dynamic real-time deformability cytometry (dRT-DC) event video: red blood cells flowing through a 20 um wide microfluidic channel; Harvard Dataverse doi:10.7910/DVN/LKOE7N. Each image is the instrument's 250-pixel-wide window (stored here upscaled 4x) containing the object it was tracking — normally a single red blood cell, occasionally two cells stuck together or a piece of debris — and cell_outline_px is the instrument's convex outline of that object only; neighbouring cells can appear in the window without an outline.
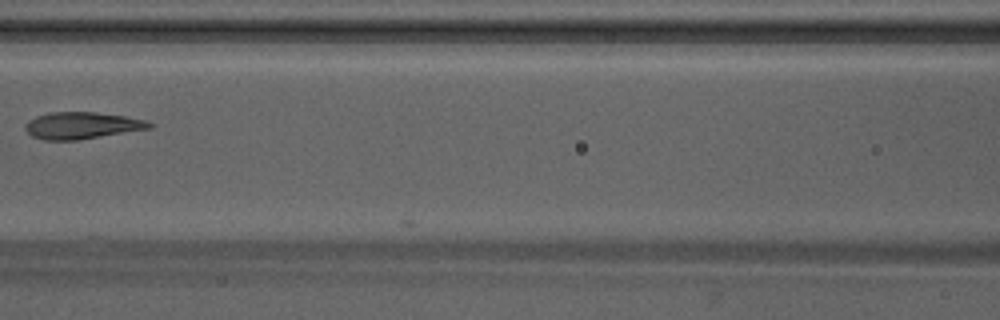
{"species": "Egyptian fruit bat (a non-hibernating species)", "species_latin": "Rousettus aegyptiacus", "temperature_condition": "warm", "stored_images_in_passage": 6, "camera_frame_rate_fps": 3000, "um_per_image_px": 0.085, "animal": {"sex": "male"}, "frame": {"image": 1, "passage_image": 5, "time_ms": 1.333, "image_size_px": [1000, 320], "cell_outline_px": [[152, 128], [76, 140], [44, 140], [32, 136], [24, 128], [24, 124], [28, 120], [36, 116], [48, 112], [96, 112], [124, 116], [144, 120], [152, 124]], "centroid_in_image_um": [6.9, 10.66], "position_along_channel_um": 159.7, "area_um2": 19.31}}
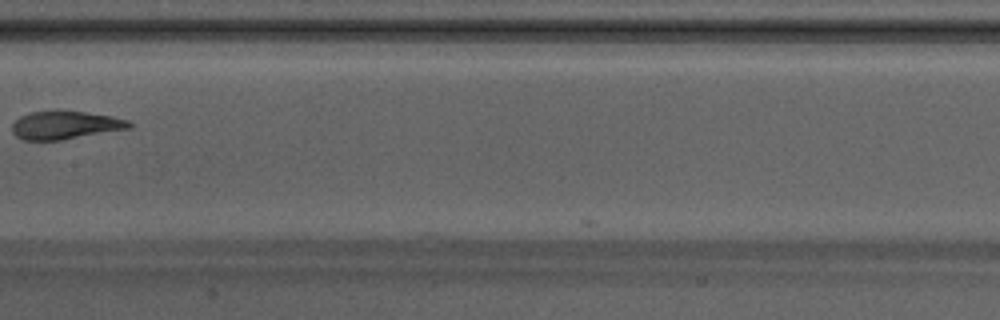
{"frame": {"image": 2, "passage_image": 6, "time_ms": 1.667, "image_size_px": [1000, 320], "cell_outline_px": [[132, 128], [60, 140], [24, 140], [16, 136], [12, 132], [12, 124], [20, 116], [28, 112], [84, 112], [112, 116], [128, 120], [132, 124]], "centroid_in_image_um": [5.55, 10.65], "position_along_channel_um": 201.9, "area_um2": 18.9}}